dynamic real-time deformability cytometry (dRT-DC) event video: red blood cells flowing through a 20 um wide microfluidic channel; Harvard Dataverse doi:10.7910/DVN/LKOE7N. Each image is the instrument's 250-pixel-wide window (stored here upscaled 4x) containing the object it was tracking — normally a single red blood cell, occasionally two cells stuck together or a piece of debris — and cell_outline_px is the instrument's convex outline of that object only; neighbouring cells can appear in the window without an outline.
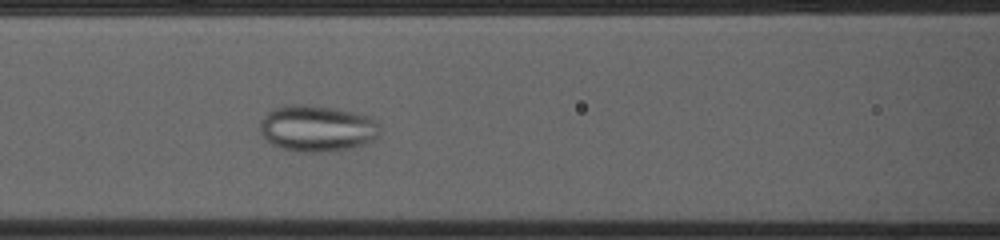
{"species": "common noctule bat (a hibernating species)", "species_latin": "Nyctalus noctula", "temperature_condition": "cold", "stored_images_in_passage": 53, "camera_frame_rate_fps": 3000, "um_per_image_px": 0.085, "animal": {"sex": "female", "body_mass_g": 23.0, "forearm_length_mm": 53.4}, "frame": {"image": 1, "passage_image": 22, "time_ms": 7.0, "image_size_px": [1000, 240], "cell_outline_px": [[380, 132], [372, 140], [364, 144], [352, 148], [328, 152], [300, 152], [284, 148], [272, 144], [260, 132], [260, 120], [268, 112], [276, 108], [288, 104], [308, 104], [336, 108], [372, 116], [380, 124]], "centroid_in_image_um": [26.99, 10.9], "position_along_channel_um": 139.6, "area_um2": 32.66}}
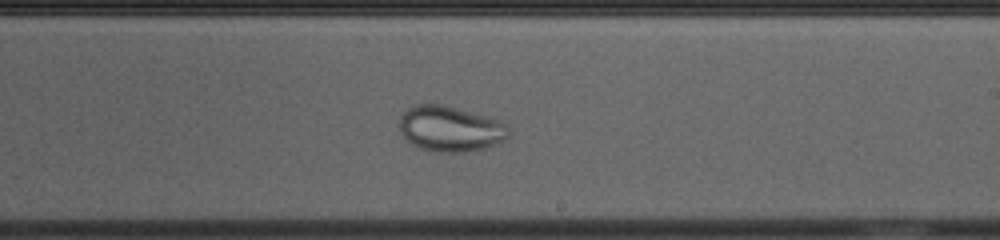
{"frame": {"image": 2, "passage_image": 31, "time_ms": 10.0, "image_size_px": [1000, 240], "cell_outline_px": [[508, 136], [504, 140], [484, 148], [464, 152], [440, 152], [420, 148], [412, 144], [400, 132], [400, 116], [408, 108], [416, 104], [440, 104], [504, 120], [508, 128]], "centroid_in_image_um": [38.29, 10.94], "position_along_channel_um": 250.7, "area_um2": 28.9}}
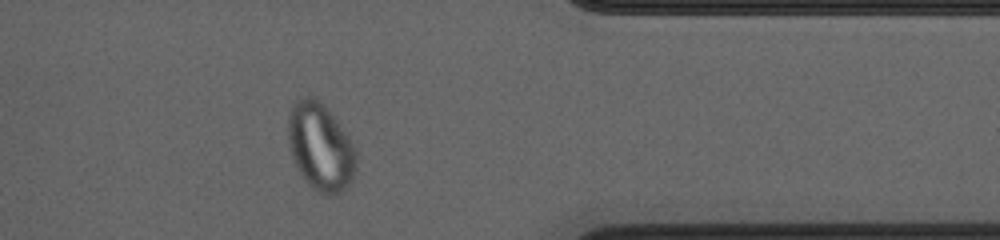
{"frame": {"image": 3, "passage_image": 43, "time_ms": 14.0, "image_size_px": [1000, 240], "cell_outline_px": [[356, 168], [352, 180], [340, 192], [328, 196], [312, 188], [308, 184], [296, 168], [288, 148], [288, 116], [292, 104], [296, 100], [308, 96], [316, 96], [328, 108], [348, 136], [356, 148]], "centroid_in_image_um": [27.22, 12.46], "position_along_channel_um": 384.2, "area_um2": 35.08}}